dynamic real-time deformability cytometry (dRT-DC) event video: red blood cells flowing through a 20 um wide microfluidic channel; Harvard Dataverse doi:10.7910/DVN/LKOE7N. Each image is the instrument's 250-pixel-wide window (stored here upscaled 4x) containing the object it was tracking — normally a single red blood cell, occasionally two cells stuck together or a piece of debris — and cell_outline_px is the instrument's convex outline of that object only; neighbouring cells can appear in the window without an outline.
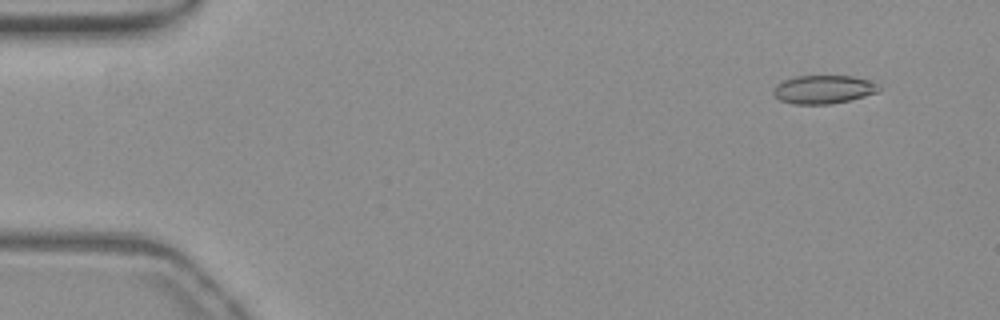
{"species": "common noctule bat (a hibernating species)", "species_latin": "Nyctalus noctula", "temperature_condition": "warm", "stored_images_in_passage": 26, "camera_frame_rate_fps": 3000, "um_per_image_px": 0.085, "animal": {"sex": "female", "body_mass_g": 19.3, "forearm_length_mm": 54.1}, "frame": {"image": 1, "passage_image": 5, "time_ms": 1.333, "image_size_px": [1000, 320], "cell_outline_px": [[880, 88], [876, 92], [864, 96], [832, 104], [792, 104], [780, 100], [772, 92], [776, 84], [784, 80], [796, 76], [852, 76], [868, 80], [880, 84]], "centroid_in_image_um": [69.98, 7.6], "position_along_channel_um": 15.0, "area_um2": 17.4}}
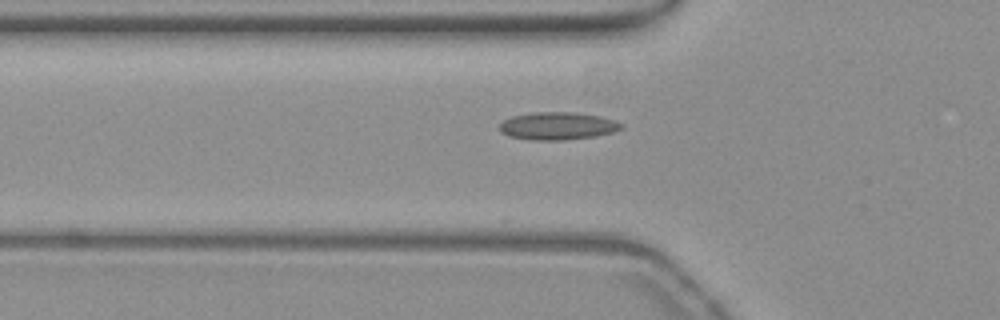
{"frame": {"image": 2, "passage_image": 19, "time_ms": 6.0, "image_size_px": [1000, 320], "cell_outline_px": [[624, 128], [612, 132], [596, 136], [564, 140], [532, 140], [508, 136], [500, 132], [500, 124], [504, 120], [512, 116], [532, 112], [572, 112], [600, 116], [616, 120], [624, 124]], "centroid_in_image_um": [47.42, 10.7], "position_along_channel_um": 78.4, "area_um2": 19.77}}
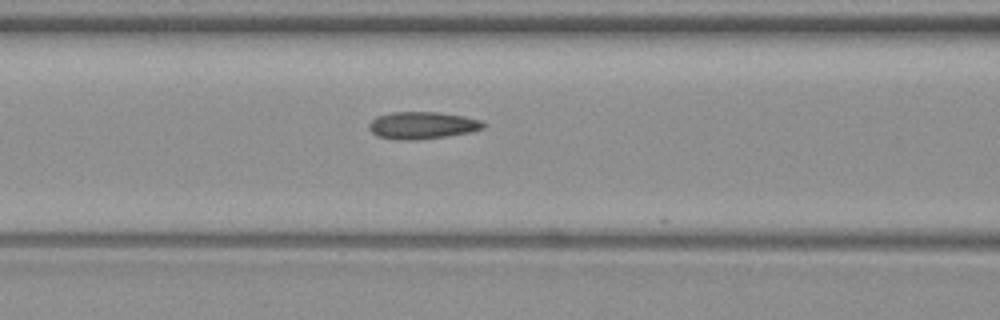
{"frame": {"image": 3, "passage_image": 23, "time_ms": 7.333, "image_size_px": [1000, 320], "cell_outline_px": [[488, 124], [484, 128], [472, 132], [416, 140], [396, 140], [376, 136], [368, 128], [368, 124], [376, 116], [392, 112], [440, 112], [464, 116], [480, 120]], "centroid_in_image_um": [35.89, 10.65], "position_along_channel_um": 130.7, "area_um2": 18.32}}